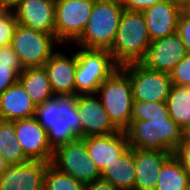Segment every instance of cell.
<instances>
[{
	"mask_svg": "<svg viewBox=\"0 0 190 190\" xmlns=\"http://www.w3.org/2000/svg\"><path fill=\"white\" fill-rule=\"evenodd\" d=\"M82 139L90 158L99 171L117 159L129 147L126 134L121 130L109 135L87 136Z\"/></svg>",
	"mask_w": 190,
	"mask_h": 190,
	"instance_id": "19",
	"label": "cell"
},
{
	"mask_svg": "<svg viewBox=\"0 0 190 190\" xmlns=\"http://www.w3.org/2000/svg\"><path fill=\"white\" fill-rule=\"evenodd\" d=\"M177 33L181 37L187 53H190V15L184 9L179 17Z\"/></svg>",
	"mask_w": 190,
	"mask_h": 190,
	"instance_id": "31",
	"label": "cell"
},
{
	"mask_svg": "<svg viewBox=\"0 0 190 190\" xmlns=\"http://www.w3.org/2000/svg\"><path fill=\"white\" fill-rule=\"evenodd\" d=\"M129 146L142 150H159L174 154L184 131L169 115L130 122L124 130Z\"/></svg>",
	"mask_w": 190,
	"mask_h": 190,
	"instance_id": "2",
	"label": "cell"
},
{
	"mask_svg": "<svg viewBox=\"0 0 190 190\" xmlns=\"http://www.w3.org/2000/svg\"><path fill=\"white\" fill-rule=\"evenodd\" d=\"M13 12L19 25L56 36L55 0H22Z\"/></svg>",
	"mask_w": 190,
	"mask_h": 190,
	"instance_id": "14",
	"label": "cell"
},
{
	"mask_svg": "<svg viewBox=\"0 0 190 190\" xmlns=\"http://www.w3.org/2000/svg\"><path fill=\"white\" fill-rule=\"evenodd\" d=\"M19 80V75L10 66L0 65V94Z\"/></svg>",
	"mask_w": 190,
	"mask_h": 190,
	"instance_id": "33",
	"label": "cell"
},
{
	"mask_svg": "<svg viewBox=\"0 0 190 190\" xmlns=\"http://www.w3.org/2000/svg\"><path fill=\"white\" fill-rule=\"evenodd\" d=\"M169 116L185 131L190 127V86L172 85L165 101Z\"/></svg>",
	"mask_w": 190,
	"mask_h": 190,
	"instance_id": "24",
	"label": "cell"
},
{
	"mask_svg": "<svg viewBox=\"0 0 190 190\" xmlns=\"http://www.w3.org/2000/svg\"><path fill=\"white\" fill-rule=\"evenodd\" d=\"M150 42L143 12L124 9L109 52L119 66L141 62L147 54Z\"/></svg>",
	"mask_w": 190,
	"mask_h": 190,
	"instance_id": "4",
	"label": "cell"
},
{
	"mask_svg": "<svg viewBox=\"0 0 190 190\" xmlns=\"http://www.w3.org/2000/svg\"><path fill=\"white\" fill-rule=\"evenodd\" d=\"M22 0H0V8L13 11Z\"/></svg>",
	"mask_w": 190,
	"mask_h": 190,
	"instance_id": "36",
	"label": "cell"
},
{
	"mask_svg": "<svg viewBox=\"0 0 190 190\" xmlns=\"http://www.w3.org/2000/svg\"><path fill=\"white\" fill-rule=\"evenodd\" d=\"M156 115H169L165 102H143L133 100L130 122L136 120H150Z\"/></svg>",
	"mask_w": 190,
	"mask_h": 190,
	"instance_id": "27",
	"label": "cell"
},
{
	"mask_svg": "<svg viewBox=\"0 0 190 190\" xmlns=\"http://www.w3.org/2000/svg\"><path fill=\"white\" fill-rule=\"evenodd\" d=\"M100 172L101 179L112 183L118 190H133L136 177L133 148L129 146Z\"/></svg>",
	"mask_w": 190,
	"mask_h": 190,
	"instance_id": "21",
	"label": "cell"
},
{
	"mask_svg": "<svg viewBox=\"0 0 190 190\" xmlns=\"http://www.w3.org/2000/svg\"><path fill=\"white\" fill-rule=\"evenodd\" d=\"M95 0H55L57 40L66 47L84 32Z\"/></svg>",
	"mask_w": 190,
	"mask_h": 190,
	"instance_id": "9",
	"label": "cell"
},
{
	"mask_svg": "<svg viewBox=\"0 0 190 190\" xmlns=\"http://www.w3.org/2000/svg\"><path fill=\"white\" fill-rule=\"evenodd\" d=\"M172 85L190 86V53L170 73Z\"/></svg>",
	"mask_w": 190,
	"mask_h": 190,
	"instance_id": "29",
	"label": "cell"
},
{
	"mask_svg": "<svg viewBox=\"0 0 190 190\" xmlns=\"http://www.w3.org/2000/svg\"><path fill=\"white\" fill-rule=\"evenodd\" d=\"M120 68L129 76L133 100L166 101L172 86L170 74L150 70L141 62L129 63Z\"/></svg>",
	"mask_w": 190,
	"mask_h": 190,
	"instance_id": "10",
	"label": "cell"
},
{
	"mask_svg": "<svg viewBox=\"0 0 190 190\" xmlns=\"http://www.w3.org/2000/svg\"><path fill=\"white\" fill-rule=\"evenodd\" d=\"M17 25L14 12L0 8V47L11 44Z\"/></svg>",
	"mask_w": 190,
	"mask_h": 190,
	"instance_id": "28",
	"label": "cell"
},
{
	"mask_svg": "<svg viewBox=\"0 0 190 190\" xmlns=\"http://www.w3.org/2000/svg\"><path fill=\"white\" fill-rule=\"evenodd\" d=\"M184 134L190 139V127L184 131Z\"/></svg>",
	"mask_w": 190,
	"mask_h": 190,
	"instance_id": "40",
	"label": "cell"
},
{
	"mask_svg": "<svg viewBox=\"0 0 190 190\" xmlns=\"http://www.w3.org/2000/svg\"><path fill=\"white\" fill-rule=\"evenodd\" d=\"M174 155L180 160L185 171L190 176V139L185 134H183L182 140L175 150Z\"/></svg>",
	"mask_w": 190,
	"mask_h": 190,
	"instance_id": "32",
	"label": "cell"
},
{
	"mask_svg": "<svg viewBox=\"0 0 190 190\" xmlns=\"http://www.w3.org/2000/svg\"><path fill=\"white\" fill-rule=\"evenodd\" d=\"M17 141L30 161L51 163L53 148L48 143L47 133L35 117L13 121Z\"/></svg>",
	"mask_w": 190,
	"mask_h": 190,
	"instance_id": "11",
	"label": "cell"
},
{
	"mask_svg": "<svg viewBox=\"0 0 190 190\" xmlns=\"http://www.w3.org/2000/svg\"><path fill=\"white\" fill-rule=\"evenodd\" d=\"M77 94H58L36 106L35 119L47 133L53 150L82 138V124L77 112Z\"/></svg>",
	"mask_w": 190,
	"mask_h": 190,
	"instance_id": "1",
	"label": "cell"
},
{
	"mask_svg": "<svg viewBox=\"0 0 190 190\" xmlns=\"http://www.w3.org/2000/svg\"><path fill=\"white\" fill-rule=\"evenodd\" d=\"M77 112L82 124V138L109 135L120 131L110 120L96 93L77 96Z\"/></svg>",
	"mask_w": 190,
	"mask_h": 190,
	"instance_id": "13",
	"label": "cell"
},
{
	"mask_svg": "<svg viewBox=\"0 0 190 190\" xmlns=\"http://www.w3.org/2000/svg\"><path fill=\"white\" fill-rule=\"evenodd\" d=\"M49 164L29 161L10 165L0 176V190H44V176Z\"/></svg>",
	"mask_w": 190,
	"mask_h": 190,
	"instance_id": "16",
	"label": "cell"
},
{
	"mask_svg": "<svg viewBox=\"0 0 190 190\" xmlns=\"http://www.w3.org/2000/svg\"><path fill=\"white\" fill-rule=\"evenodd\" d=\"M50 164L85 185L101 179V172L90 158L82 138L55 148Z\"/></svg>",
	"mask_w": 190,
	"mask_h": 190,
	"instance_id": "8",
	"label": "cell"
},
{
	"mask_svg": "<svg viewBox=\"0 0 190 190\" xmlns=\"http://www.w3.org/2000/svg\"><path fill=\"white\" fill-rule=\"evenodd\" d=\"M162 0H120L125 10H138L153 6L155 3L161 2Z\"/></svg>",
	"mask_w": 190,
	"mask_h": 190,
	"instance_id": "34",
	"label": "cell"
},
{
	"mask_svg": "<svg viewBox=\"0 0 190 190\" xmlns=\"http://www.w3.org/2000/svg\"><path fill=\"white\" fill-rule=\"evenodd\" d=\"M36 105L18 81L0 94V120L16 121L35 115Z\"/></svg>",
	"mask_w": 190,
	"mask_h": 190,
	"instance_id": "20",
	"label": "cell"
},
{
	"mask_svg": "<svg viewBox=\"0 0 190 190\" xmlns=\"http://www.w3.org/2000/svg\"><path fill=\"white\" fill-rule=\"evenodd\" d=\"M10 45L23 68H28L43 66L62 44L52 34L36 32L18 24Z\"/></svg>",
	"mask_w": 190,
	"mask_h": 190,
	"instance_id": "7",
	"label": "cell"
},
{
	"mask_svg": "<svg viewBox=\"0 0 190 190\" xmlns=\"http://www.w3.org/2000/svg\"><path fill=\"white\" fill-rule=\"evenodd\" d=\"M106 109L111 122L121 131L130 124L133 104L129 76L119 67L98 87L96 93Z\"/></svg>",
	"mask_w": 190,
	"mask_h": 190,
	"instance_id": "6",
	"label": "cell"
},
{
	"mask_svg": "<svg viewBox=\"0 0 190 190\" xmlns=\"http://www.w3.org/2000/svg\"><path fill=\"white\" fill-rule=\"evenodd\" d=\"M54 95L76 94L75 73L77 69L76 50L69 56L62 50L56 52L43 65Z\"/></svg>",
	"mask_w": 190,
	"mask_h": 190,
	"instance_id": "17",
	"label": "cell"
},
{
	"mask_svg": "<svg viewBox=\"0 0 190 190\" xmlns=\"http://www.w3.org/2000/svg\"><path fill=\"white\" fill-rule=\"evenodd\" d=\"M10 165L6 162V160L2 157V155L0 154V176L6 171V169L9 167Z\"/></svg>",
	"mask_w": 190,
	"mask_h": 190,
	"instance_id": "37",
	"label": "cell"
},
{
	"mask_svg": "<svg viewBox=\"0 0 190 190\" xmlns=\"http://www.w3.org/2000/svg\"><path fill=\"white\" fill-rule=\"evenodd\" d=\"M85 184L65 174L51 164L44 176V190H84Z\"/></svg>",
	"mask_w": 190,
	"mask_h": 190,
	"instance_id": "26",
	"label": "cell"
},
{
	"mask_svg": "<svg viewBox=\"0 0 190 190\" xmlns=\"http://www.w3.org/2000/svg\"><path fill=\"white\" fill-rule=\"evenodd\" d=\"M189 186V174L185 171L180 160L172 154L162 164L155 190H186Z\"/></svg>",
	"mask_w": 190,
	"mask_h": 190,
	"instance_id": "23",
	"label": "cell"
},
{
	"mask_svg": "<svg viewBox=\"0 0 190 190\" xmlns=\"http://www.w3.org/2000/svg\"><path fill=\"white\" fill-rule=\"evenodd\" d=\"M0 154L9 165H19L30 161L17 141L14 124L11 121L0 120Z\"/></svg>",
	"mask_w": 190,
	"mask_h": 190,
	"instance_id": "25",
	"label": "cell"
},
{
	"mask_svg": "<svg viewBox=\"0 0 190 190\" xmlns=\"http://www.w3.org/2000/svg\"><path fill=\"white\" fill-rule=\"evenodd\" d=\"M183 6L172 0H162L142 10L150 41L177 32Z\"/></svg>",
	"mask_w": 190,
	"mask_h": 190,
	"instance_id": "15",
	"label": "cell"
},
{
	"mask_svg": "<svg viewBox=\"0 0 190 190\" xmlns=\"http://www.w3.org/2000/svg\"><path fill=\"white\" fill-rule=\"evenodd\" d=\"M172 155L159 150L133 148L135 183L133 190H155L162 164Z\"/></svg>",
	"mask_w": 190,
	"mask_h": 190,
	"instance_id": "18",
	"label": "cell"
},
{
	"mask_svg": "<svg viewBox=\"0 0 190 190\" xmlns=\"http://www.w3.org/2000/svg\"><path fill=\"white\" fill-rule=\"evenodd\" d=\"M74 47L77 49L76 94L97 93L100 84L120 66L114 61L109 50Z\"/></svg>",
	"mask_w": 190,
	"mask_h": 190,
	"instance_id": "5",
	"label": "cell"
},
{
	"mask_svg": "<svg viewBox=\"0 0 190 190\" xmlns=\"http://www.w3.org/2000/svg\"><path fill=\"white\" fill-rule=\"evenodd\" d=\"M172 1L178 2L179 4L184 6L189 0H172Z\"/></svg>",
	"mask_w": 190,
	"mask_h": 190,
	"instance_id": "39",
	"label": "cell"
},
{
	"mask_svg": "<svg viewBox=\"0 0 190 190\" xmlns=\"http://www.w3.org/2000/svg\"><path fill=\"white\" fill-rule=\"evenodd\" d=\"M0 65L10 66L18 75L24 70L11 45L0 47Z\"/></svg>",
	"mask_w": 190,
	"mask_h": 190,
	"instance_id": "30",
	"label": "cell"
},
{
	"mask_svg": "<svg viewBox=\"0 0 190 190\" xmlns=\"http://www.w3.org/2000/svg\"><path fill=\"white\" fill-rule=\"evenodd\" d=\"M187 54L181 37L175 32L151 41L141 63L150 70L170 74Z\"/></svg>",
	"mask_w": 190,
	"mask_h": 190,
	"instance_id": "12",
	"label": "cell"
},
{
	"mask_svg": "<svg viewBox=\"0 0 190 190\" xmlns=\"http://www.w3.org/2000/svg\"><path fill=\"white\" fill-rule=\"evenodd\" d=\"M183 9L190 15V0L183 6Z\"/></svg>",
	"mask_w": 190,
	"mask_h": 190,
	"instance_id": "38",
	"label": "cell"
},
{
	"mask_svg": "<svg viewBox=\"0 0 190 190\" xmlns=\"http://www.w3.org/2000/svg\"><path fill=\"white\" fill-rule=\"evenodd\" d=\"M84 190H118L112 183L99 179L85 185Z\"/></svg>",
	"mask_w": 190,
	"mask_h": 190,
	"instance_id": "35",
	"label": "cell"
},
{
	"mask_svg": "<svg viewBox=\"0 0 190 190\" xmlns=\"http://www.w3.org/2000/svg\"><path fill=\"white\" fill-rule=\"evenodd\" d=\"M18 81L36 106L54 97L50 81L43 66L24 68L19 74Z\"/></svg>",
	"mask_w": 190,
	"mask_h": 190,
	"instance_id": "22",
	"label": "cell"
},
{
	"mask_svg": "<svg viewBox=\"0 0 190 190\" xmlns=\"http://www.w3.org/2000/svg\"><path fill=\"white\" fill-rule=\"evenodd\" d=\"M123 11L124 7L120 0H95L84 32L71 47L110 50Z\"/></svg>",
	"mask_w": 190,
	"mask_h": 190,
	"instance_id": "3",
	"label": "cell"
}]
</instances>
